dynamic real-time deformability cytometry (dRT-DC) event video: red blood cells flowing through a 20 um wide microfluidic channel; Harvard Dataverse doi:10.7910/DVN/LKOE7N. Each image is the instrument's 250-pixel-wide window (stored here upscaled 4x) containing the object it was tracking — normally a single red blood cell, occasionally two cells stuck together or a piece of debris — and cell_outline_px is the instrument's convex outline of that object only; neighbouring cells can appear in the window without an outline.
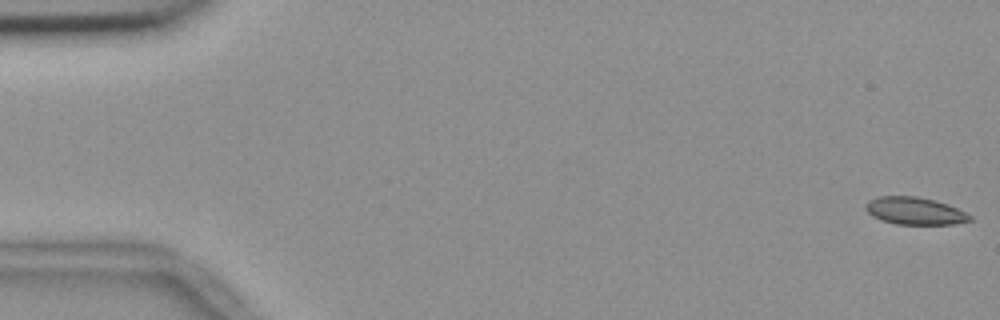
{"species": "common noctule bat (a hibernating species)", "species_latin": "Nyctalus noctula", "temperature_condition": "room temperature", "stored_images_in_passage": 56, "camera_frame_rate_fps": 3000, "um_per_image_px": 0.085, "animal": {"sex": "female", "body_mass_g": 18.4}, "frame": {"image": 1, "passage_image": 1, "time_ms": 0.0, "image_size_px": [1000, 320], "cell_outline_px": [[972, 220], [956, 224], [896, 224], [880, 220], [872, 216], [864, 208], [868, 200], [880, 196], [916, 196], [936, 200], [948, 204], [972, 216]], "centroid_in_image_um": [77.74, 17.92], "position_along_channel_um": 7.3, "area_um2": 16.7}}
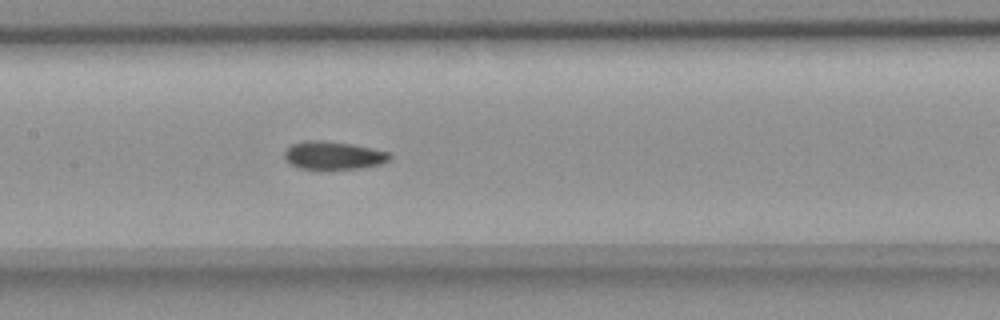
{"frame": {"image": 2, "passage_image": 27, "time_ms": 8.667, "image_size_px": [1000, 320], "cell_outline_px": [[392, 156], [388, 160], [380, 164], [360, 168], [300, 168], [292, 164], [284, 156], [284, 152], [292, 144], [308, 140], [320, 140], [352, 144], [372, 148], [388, 152]], "centroid_in_image_um": [28.36, 13.19], "position_along_channel_um": 179.0, "area_um2": 16.76}}
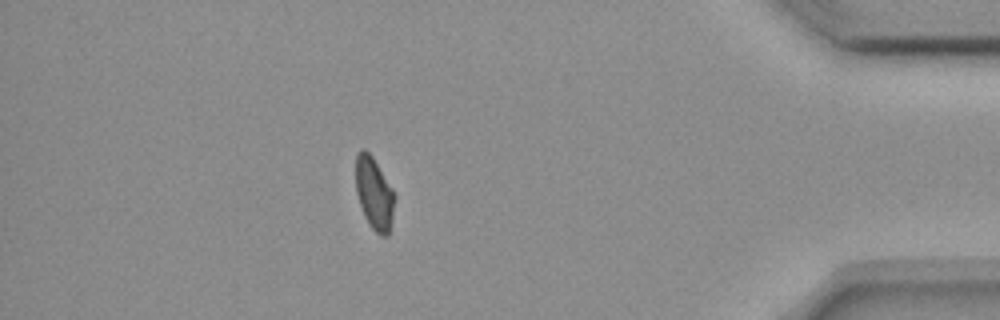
{"frame": {"image": 3, "passage_image": 49, "time_ms": 16.0, "image_size_px": [1000, 320], "cell_outline_px": [[396, 196], [388, 236], [380, 236], [368, 224], [364, 216], [356, 192], [356, 156], [360, 148], [364, 148], [372, 156], [392, 188]], "centroid_in_image_um": [31.8, 16.44], "position_along_channel_um": 403.4, "area_um2": 16.36}, "authors_computed_cell_mechanics": {"area_um2": 17.2822, "velocity_mm_per_s": 3.6692, "shape_relaxation_time_tau1_ms": null, "shape_relaxation_time_tau2_ms": 4.0023, "deformation_change_tau1": null, "deformation_change_tau2": 0.0605}}